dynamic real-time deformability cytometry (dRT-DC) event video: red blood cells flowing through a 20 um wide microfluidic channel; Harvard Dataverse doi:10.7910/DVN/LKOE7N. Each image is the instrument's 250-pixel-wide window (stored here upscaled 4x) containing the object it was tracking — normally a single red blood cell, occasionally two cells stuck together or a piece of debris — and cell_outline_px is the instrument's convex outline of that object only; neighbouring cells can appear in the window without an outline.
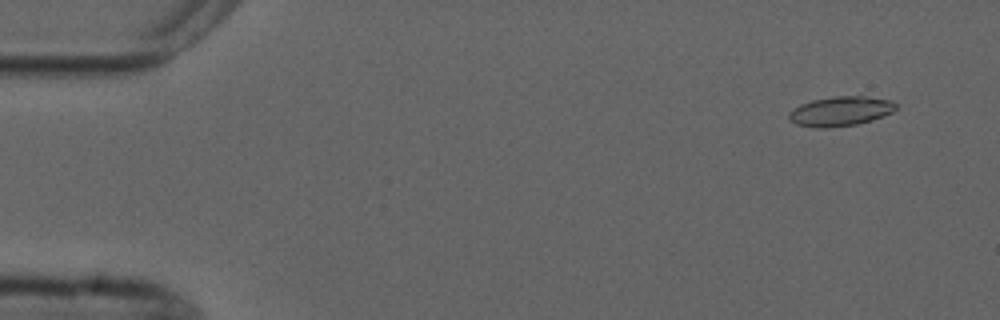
{"species": "common noctule bat (a hibernating species)", "species_latin": "Nyctalus noctula", "temperature_condition": "cold", "stored_images_in_passage": 10, "camera_frame_rate_fps": 3000, "um_per_image_px": 0.085, "animal": {"sex": "male", "forearm_length_mm": 52.5}, "frame": {"image": 1, "passage_image": 2, "time_ms": 1.0, "image_size_px": [1000, 320], "cell_outline_px": [[900, 108], [884, 116], [872, 120], [856, 124], [828, 128], [816, 128], [796, 124], [788, 116], [788, 112], [792, 108], [800, 104], [812, 100], [832, 96], [864, 96], [892, 100], [900, 104]], "centroid_in_image_um": [71.49, 9.44], "position_along_channel_um": 13.5, "area_um2": 18.79}}
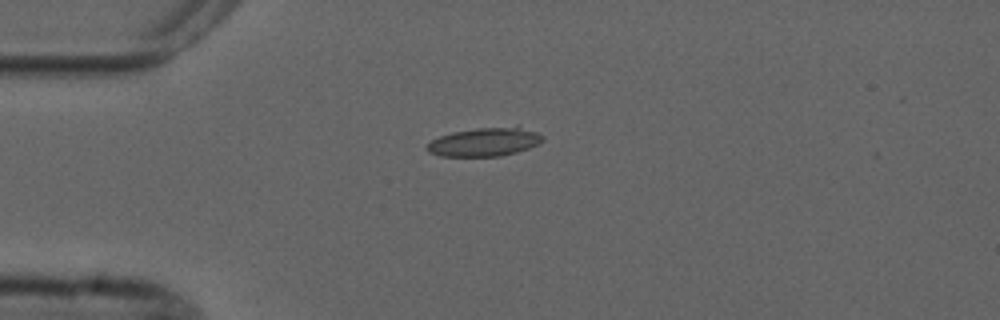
{"frame": {"image": 2, "passage_image": 4, "time_ms": 4.333, "image_size_px": [1000, 320], "cell_outline_px": [[544, 140], [540, 144], [516, 152], [500, 156], [440, 156], [428, 152], [424, 148], [432, 140], [440, 136], [452, 132], [476, 128], [516, 124], [536, 132], [544, 136]], "centroid_in_image_um": [41.24, 12.04], "position_along_channel_um": 43.8, "area_um2": 19.77}}